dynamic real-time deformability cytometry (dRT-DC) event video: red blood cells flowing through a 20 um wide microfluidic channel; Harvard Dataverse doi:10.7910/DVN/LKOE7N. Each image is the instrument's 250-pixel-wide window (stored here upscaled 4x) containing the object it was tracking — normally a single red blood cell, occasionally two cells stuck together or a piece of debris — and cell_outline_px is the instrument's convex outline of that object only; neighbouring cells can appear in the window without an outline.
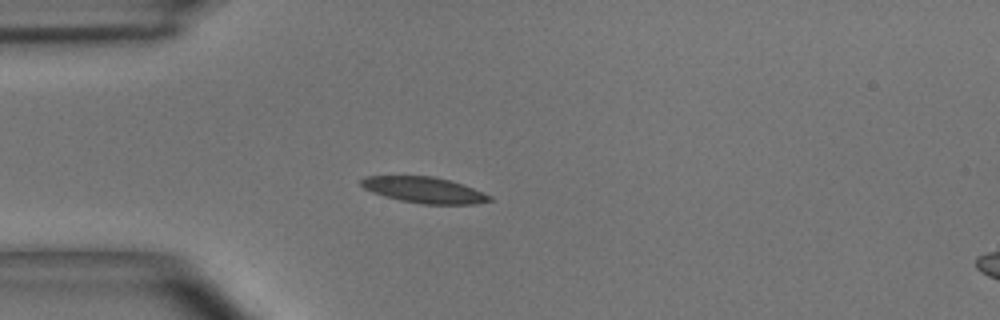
{"species": "common noctule bat (a hibernating species)", "species_latin": "Nyctalus noctula", "temperature_condition": "room temperature", "stored_images_in_passage": 37, "camera_frame_rate_fps": 3000, "um_per_image_px": 0.085, "animal": {"sex": "male", "body_mass_g": 15.6}, "frame": {"image": 1, "passage_image": 1, "time_ms": 0.0, "image_size_px": [1000, 320], "cell_outline_px": [[492, 200], [476, 204], [424, 204], [400, 200], [384, 196], [372, 192], [364, 188], [360, 184], [360, 180], [364, 176], [432, 176], [464, 184], [492, 196]], "centroid_in_image_um": [36.05, 16.15], "position_along_channel_um": 48.9, "area_um2": 19.42}}
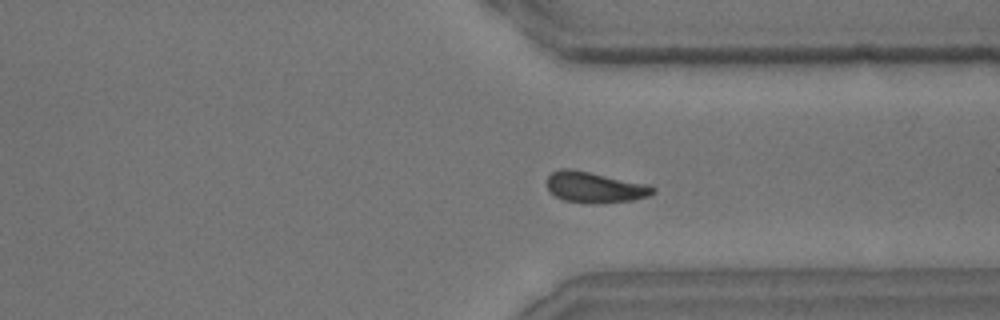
{"frame": {"image": 2, "passage_image": 25, "time_ms": 8.0, "image_size_px": [1000, 320], "cell_outline_px": [[656, 192], [648, 196], [632, 200], [600, 204], [564, 200], [548, 192], [548, 176], [552, 172], [560, 168], [572, 168], [648, 184], [656, 188]], "centroid_in_image_um": [50.57, 15.91], "position_along_channel_um": 360.8, "area_um2": 19.19}}
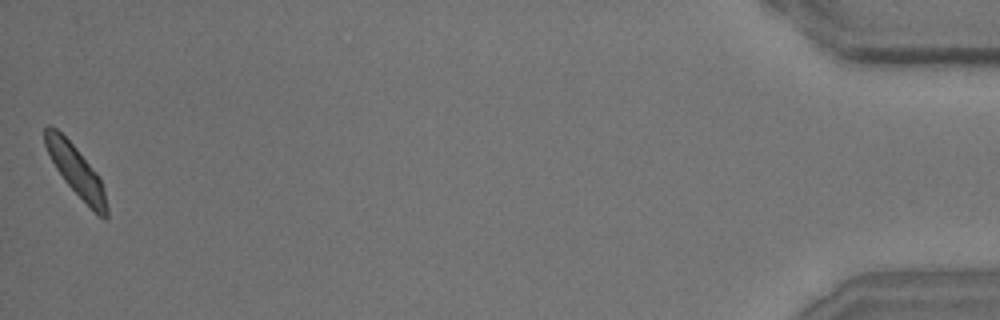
{"frame": {"image": 3, "passage_image": 37, "time_ms": 12.0, "image_size_px": [1000, 320], "cell_outline_px": [[108, 216], [104, 220], [96, 216], [64, 180], [56, 168], [44, 144], [44, 128], [48, 124], [56, 128], [76, 148], [96, 172], [104, 188], [108, 208]], "centroid_in_image_um": [6.49, 14.58], "position_along_channel_um": 428.7, "area_um2": 18.15}, "authors_computed_cell_mechanics": {"area_um2": 18.9584, "velocity_mm_per_s": 4.0375, "shape_relaxation_time_tau1_ms": 4.4224, "shape_relaxation_time_tau2_ms": 4.0464, "deformation_change_tau1": 0.1104, "deformation_change_tau2": 0.1073}}